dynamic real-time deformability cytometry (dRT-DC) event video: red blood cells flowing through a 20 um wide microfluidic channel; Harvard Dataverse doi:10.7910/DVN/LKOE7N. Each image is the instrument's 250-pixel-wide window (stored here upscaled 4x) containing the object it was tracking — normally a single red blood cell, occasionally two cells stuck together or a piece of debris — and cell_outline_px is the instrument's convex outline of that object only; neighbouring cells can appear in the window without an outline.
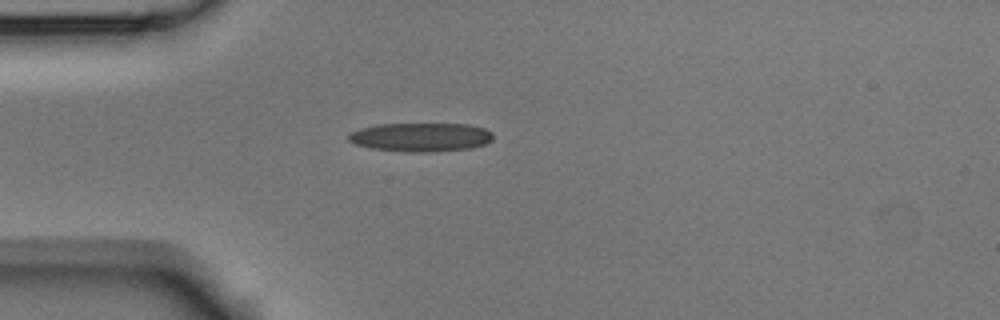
{"species": "Egyptian fruit bat (a non-hibernating species)", "species_latin": "Rousettus aegyptiacus", "temperature_condition": "room temperature", "stored_images_in_passage": 1, "camera_frame_rate_fps": 3000, "um_per_image_px": 0.085, "animal": {"sex": "male"}, "frame": {"image": 1, "passage_image": 1, "time_ms": 0.0, "image_size_px": [1000, 320], "cell_outline_px": [[492, 140], [484, 144], [468, 148], [424, 152], [412, 152], [372, 148], [356, 144], [348, 140], [348, 136], [352, 132], [360, 128], [376, 124], [468, 124], [484, 128], [492, 132]], "centroid_in_image_um": [35.76, 11.64], "position_along_channel_um": 49.2, "area_um2": 23.93}}